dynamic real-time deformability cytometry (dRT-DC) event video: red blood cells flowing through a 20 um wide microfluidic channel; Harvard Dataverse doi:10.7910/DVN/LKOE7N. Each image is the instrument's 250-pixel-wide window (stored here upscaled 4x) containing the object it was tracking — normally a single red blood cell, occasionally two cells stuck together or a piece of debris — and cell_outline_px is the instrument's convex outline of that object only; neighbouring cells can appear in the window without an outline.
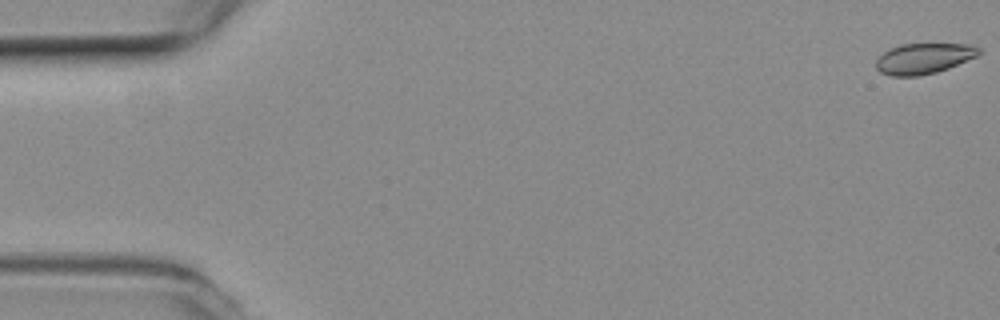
{"species": "common noctule bat (a hibernating species)", "species_latin": "Nyctalus noctula", "temperature_condition": "room temperature", "stored_images_in_passage": 19, "camera_frame_rate_fps": 3000, "um_per_image_px": 0.085, "animal": {"sex": "female", "body_mass_g": 19.3, "forearm_length_mm": 54.1}, "frame": {"image": 1, "passage_image": 1, "time_ms": 0.0, "image_size_px": [1000, 320], "cell_outline_px": [[980, 52], [976, 56], [948, 68], [936, 72], [920, 76], [892, 76], [880, 72], [876, 68], [876, 60], [884, 52], [900, 44], [972, 44], [980, 48]], "centroid_in_image_um": [78.51, 4.97], "position_along_channel_um": 6.5, "area_um2": 18.21}}
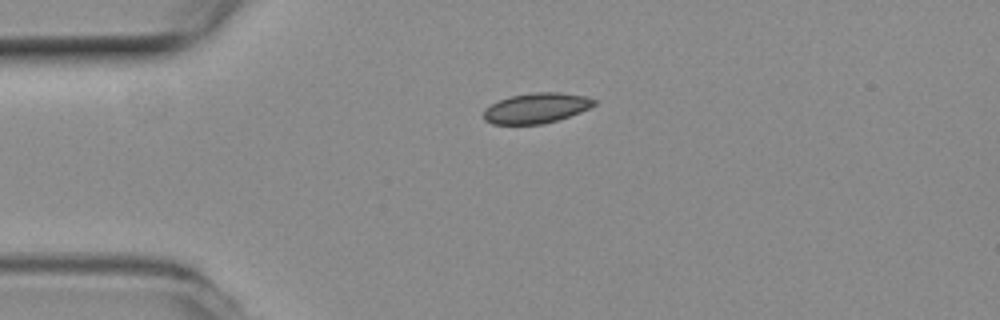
{"frame": {"image": 2, "passage_image": 13, "time_ms": 4.0, "image_size_px": [1000, 320], "cell_outline_px": [[596, 104], [580, 112], [556, 120], [540, 124], [492, 124], [484, 120], [484, 108], [500, 100], [512, 96], [532, 92], [560, 92], [588, 96], [596, 100]], "centroid_in_image_um": [45.59, 9.18], "position_along_channel_um": 39.4, "area_um2": 19.36}}
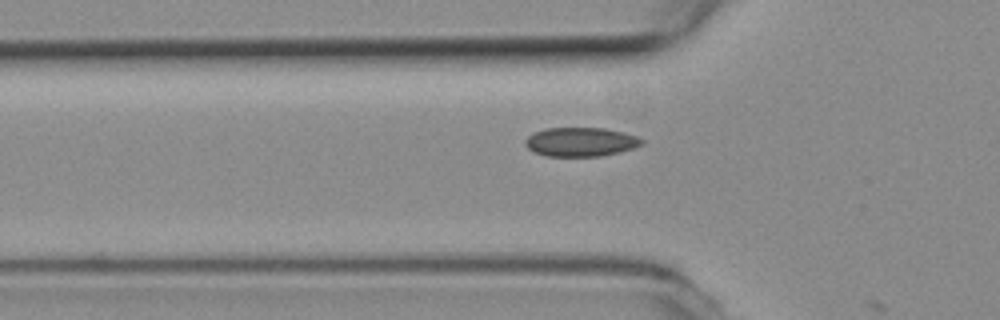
{"frame": {"image": 3, "passage_image": 18, "time_ms": 5.667, "image_size_px": [1000, 320], "cell_outline_px": [[644, 144], [620, 152], [600, 156], [548, 156], [536, 152], [528, 148], [524, 144], [524, 140], [528, 136], [544, 128], [604, 128], [624, 132], [640, 136], [644, 140]], "centroid_in_image_um": [49.4, 12.05], "position_along_channel_um": 76.4, "area_um2": 19.77}}